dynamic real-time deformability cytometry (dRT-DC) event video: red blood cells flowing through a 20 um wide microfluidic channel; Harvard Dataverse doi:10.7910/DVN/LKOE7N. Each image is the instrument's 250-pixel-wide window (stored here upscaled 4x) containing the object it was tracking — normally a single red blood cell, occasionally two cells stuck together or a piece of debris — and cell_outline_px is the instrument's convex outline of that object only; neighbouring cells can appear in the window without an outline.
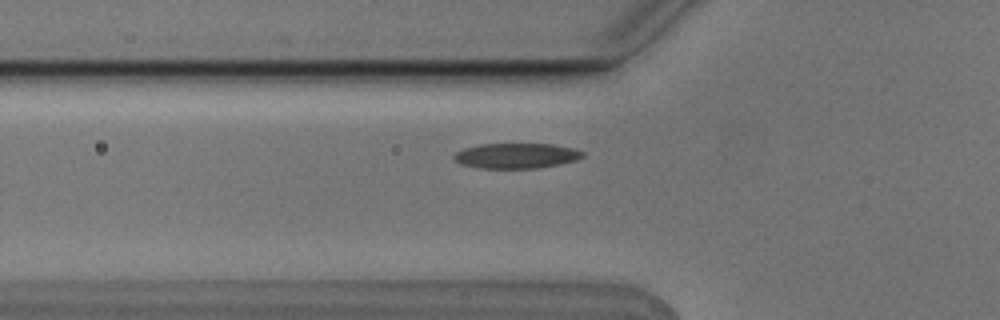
{"species": "Egyptian fruit bat (a non-hibernating species)", "species_latin": "Rousettus aegyptiacus", "temperature_condition": "cold", "stored_images_in_passage": 2, "camera_frame_rate_fps": 3000, "um_per_image_px": 0.085, "animal": {"sex": "male"}, "frame": {"image": 1, "passage_image": 2, "time_ms": 0.333, "image_size_px": [1000, 320], "cell_outline_px": [[584, 156], [576, 160], [536, 168], [480, 168], [460, 164], [452, 156], [456, 152], [464, 148], [480, 144], [552, 144], [576, 148], [584, 152]], "centroid_in_image_um": [43.88, 13.23], "position_along_channel_um": 81.9, "area_um2": 18.84}}